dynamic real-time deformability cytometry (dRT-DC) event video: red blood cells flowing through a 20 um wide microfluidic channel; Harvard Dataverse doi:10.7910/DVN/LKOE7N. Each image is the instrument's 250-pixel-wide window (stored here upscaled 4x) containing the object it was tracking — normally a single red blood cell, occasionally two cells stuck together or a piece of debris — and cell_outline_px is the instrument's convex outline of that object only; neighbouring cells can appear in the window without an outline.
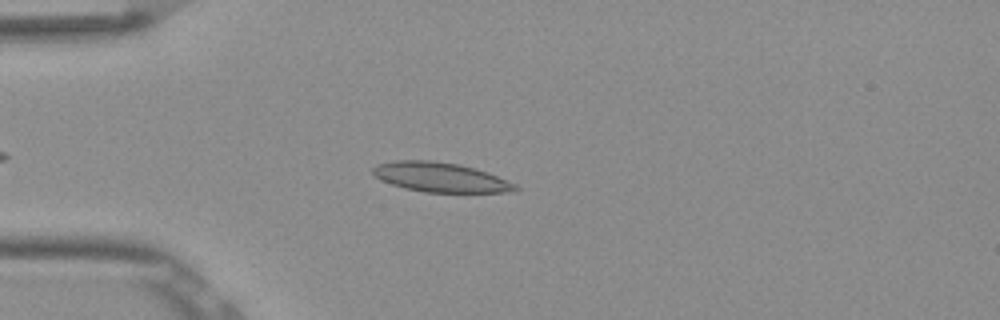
{"species": "Egyptian fruit bat (a non-hibernating species)", "species_latin": "Rousettus aegyptiacus", "temperature_condition": "room temperature", "stored_images_in_passage": 43, "camera_frame_rate_fps": 3000, "um_per_image_px": 0.085, "frame": {"image": 1, "passage_image": 8, "time_ms": 2.333, "image_size_px": [1000, 320], "cell_outline_px": [[520, 188], [516, 192], [424, 192], [404, 188], [380, 180], [372, 172], [372, 168], [376, 164], [396, 160], [432, 160], [460, 164], [476, 168], [516, 184]], "centroid_in_image_um": [37.43, 15.06], "position_along_channel_um": 47.6, "area_um2": 24.62}}
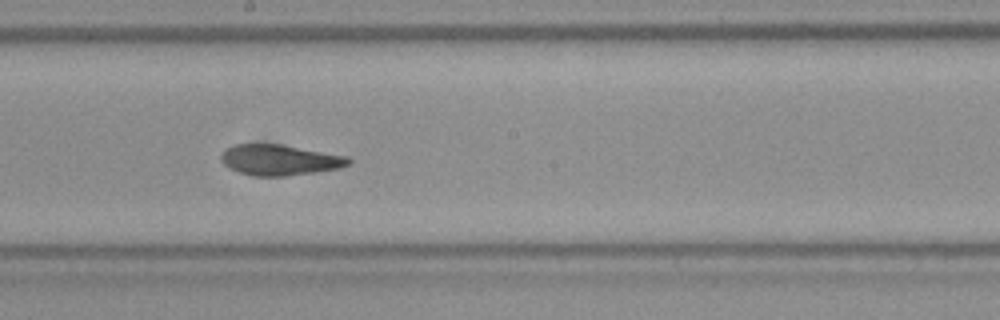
{"frame": {"image": 2, "passage_image": 23, "time_ms": 7.333, "image_size_px": [1000, 320], "cell_outline_px": [[352, 164], [340, 168], [284, 176], [256, 176], [240, 172], [228, 168], [220, 160], [220, 156], [224, 148], [236, 144], [280, 144], [348, 156], [352, 160]], "centroid_in_image_um": [23.76, 13.59], "position_along_channel_um": 224.4, "area_um2": 22.83}}
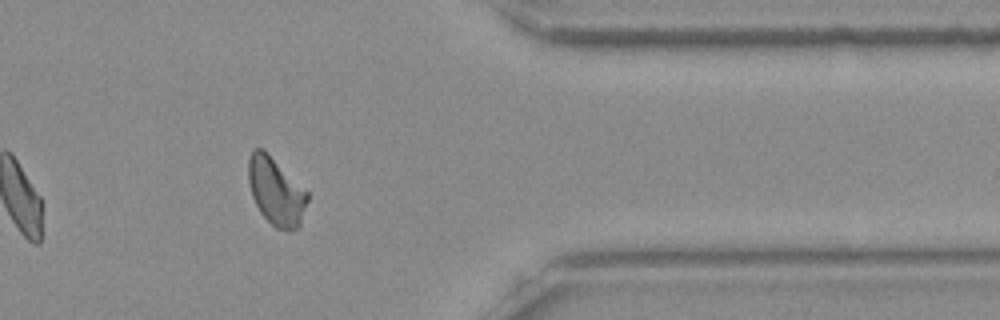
{"frame": {"image": 3, "passage_image": 37, "time_ms": 12.0, "image_size_px": [1000, 320], "cell_outline_px": [[308, 200], [300, 224], [296, 228], [288, 232], [276, 228], [260, 212], [252, 196], [248, 180], [248, 160], [252, 148], [264, 148], [308, 192]], "centroid_in_image_um": [23.45, 16.24], "position_along_channel_um": 388.0, "area_um2": 23.35}, "authors_computed_cell_mechanics": {"area_um2": 23.12, "velocity_mm_per_s": 3.8646, "shape_relaxation_time_tau1_ms": null, "shape_relaxation_time_tau2_ms": 5.5761, "deformation_change_tau1": null, "deformation_change_tau2": 0.116}}